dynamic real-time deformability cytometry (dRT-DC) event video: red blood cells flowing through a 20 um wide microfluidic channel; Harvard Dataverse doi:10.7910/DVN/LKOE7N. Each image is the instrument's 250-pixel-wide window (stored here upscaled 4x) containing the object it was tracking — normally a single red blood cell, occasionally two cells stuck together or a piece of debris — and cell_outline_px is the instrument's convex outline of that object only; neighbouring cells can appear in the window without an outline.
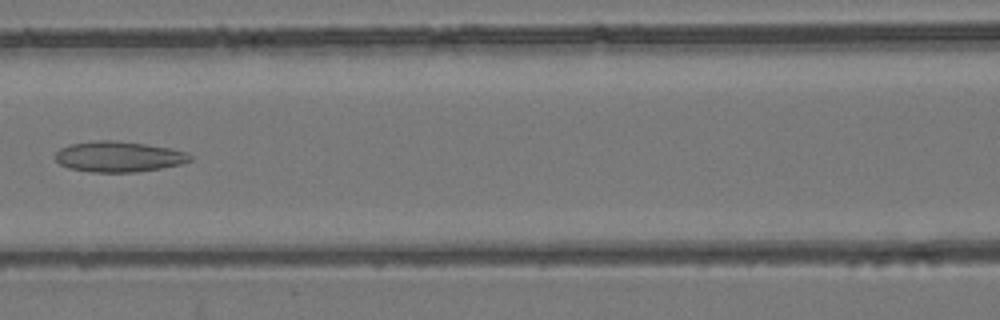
{"species": "common noctule bat (a hibernating species)", "species_latin": "Nyctalus noctula", "temperature_condition": "room temperature", "stored_images_in_passage": 7, "camera_frame_rate_fps": 3000, "um_per_image_px": 0.085, "animal": {"sex": "female", "body_mass_g": 24.6, "forearm_length_mm": 56.2}, "frame": {"image": 1, "passage_image": 7, "time_ms": 2.0, "image_size_px": [1000, 320], "cell_outline_px": [[192, 160], [180, 164], [160, 168], [136, 172], [92, 172], [68, 168], [60, 164], [56, 160], [56, 152], [60, 148], [68, 144], [100, 140], [116, 140], [172, 148], [184, 152], [192, 156]], "centroid_in_image_um": [10.07, 13.31], "position_along_channel_um": 156.5, "area_um2": 23.99}}